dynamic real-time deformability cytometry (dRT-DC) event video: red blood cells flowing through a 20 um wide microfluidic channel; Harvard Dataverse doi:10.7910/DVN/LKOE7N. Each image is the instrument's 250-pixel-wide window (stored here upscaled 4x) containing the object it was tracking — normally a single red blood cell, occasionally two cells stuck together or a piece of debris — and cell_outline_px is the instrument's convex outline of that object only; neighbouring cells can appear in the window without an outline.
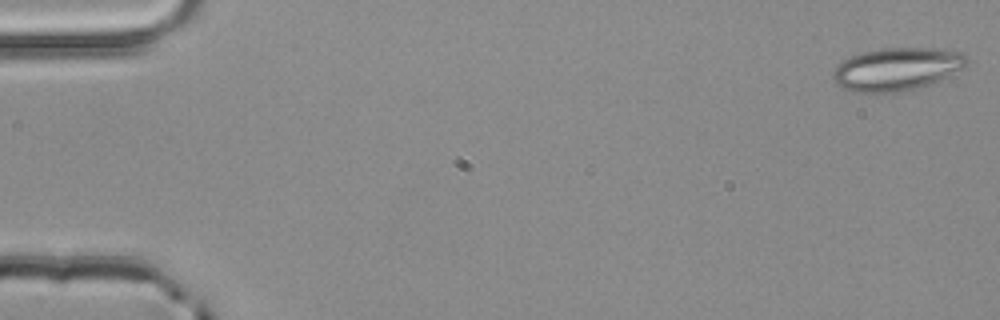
{"species": "common noctule bat (a hibernating species)", "species_latin": "Nyctalus noctula", "temperature_condition": "room temperature", "stored_images_in_passage": 4, "camera_frame_rate_fps": 3000, "um_per_image_px": 0.085, "animal": {"sex": "male", "body_mass_g": 20.4}, "frame": {"image": 1, "passage_image": 1, "time_ms": 0.0, "image_size_px": [1000, 320], "cell_outline_px": [[968, 64], [964, 68], [940, 80], [920, 88], [900, 92], [856, 92], [844, 88], [836, 84], [832, 80], [832, 72], [836, 64], [852, 56], [864, 52], [884, 48], [932, 48], [964, 52], [968, 56]], "centroid_in_image_um": [76.26, 5.87], "position_along_channel_um": 8.7, "area_um2": 33.7}}